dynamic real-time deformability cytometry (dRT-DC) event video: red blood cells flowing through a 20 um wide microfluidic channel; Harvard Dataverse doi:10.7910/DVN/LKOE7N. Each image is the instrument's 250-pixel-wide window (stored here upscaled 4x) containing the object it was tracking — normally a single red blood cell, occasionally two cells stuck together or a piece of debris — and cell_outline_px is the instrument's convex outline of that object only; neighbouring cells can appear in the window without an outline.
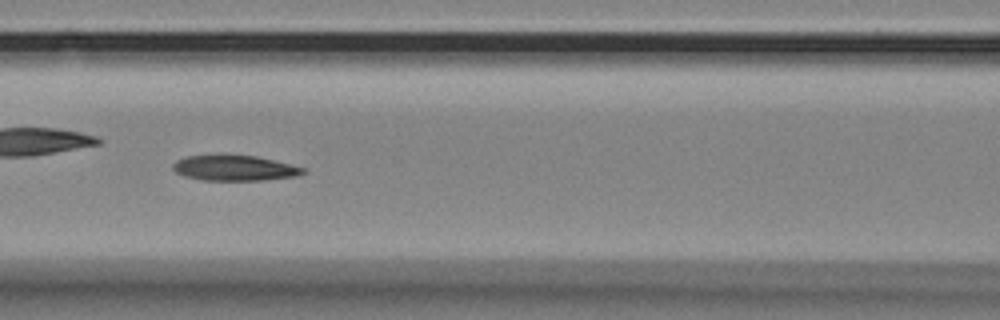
{"species": "Egyptian fruit bat (a non-hibernating species)", "species_latin": "Rousettus aegyptiacus", "temperature_condition": "room temperature", "stored_images_in_passage": 35, "camera_frame_rate_fps": 3000, "um_per_image_px": 0.085, "animal": {"sex": "female"}, "frame": {"image": 1, "passage_image": 15, "time_ms": 4.667, "image_size_px": [1000, 320], "cell_outline_px": [[304, 172], [296, 176], [264, 180], [200, 180], [184, 176], [176, 172], [172, 168], [172, 164], [176, 160], [188, 156], [256, 156], [304, 168]], "centroid_in_image_um": [19.88, 14.3], "position_along_channel_um": 146.7, "area_um2": 18.79}}
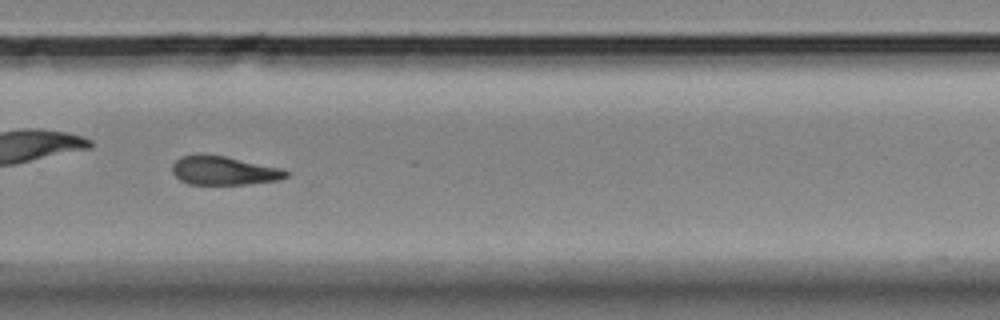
{"frame": {"image": 2, "passage_image": 29, "time_ms": 9.333, "image_size_px": [1000, 320], "cell_outline_px": [[288, 176], [280, 180], [248, 184], [188, 184], [180, 180], [172, 172], [172, 164], [180, 156], [224, 156], [280, 168], [288, 172]], "centroid_in_image_um": [19.03, 14.53], "position_along_channel_um": 310.8, "area_um2": 18.61}, "authors_computed_cell_mechanics": {"area_um2": 19.5942, "velocity_mm_per_s": 3.5349, "shape_relaxation_time_tau1_ms": null, "shape_relaxation_time_tau2_ms": 6.1714, "deformation_change_tau1": null, "deformation_change_tau2": 0.1461}}